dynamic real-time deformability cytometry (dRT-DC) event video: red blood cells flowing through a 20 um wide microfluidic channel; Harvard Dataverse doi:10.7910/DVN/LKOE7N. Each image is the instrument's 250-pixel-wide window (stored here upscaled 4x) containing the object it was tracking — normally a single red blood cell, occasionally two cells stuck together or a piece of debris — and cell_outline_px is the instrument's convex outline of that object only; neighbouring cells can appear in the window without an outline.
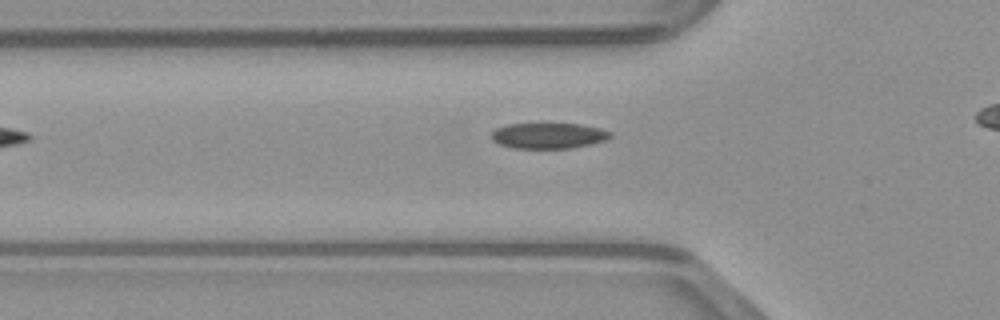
{"species": "common noctule bat (a hibernating species)", "species_latin": "Nyctalus noctula", "temperature_condition": "warm", "stored_images_in_passage": 30, "camera_frame_rate_fps": 3000, "um_per_image_px": 0.085, "animal": {"sex": "male", "body_mass_g": 23.1, "forearm_length_mm": 52.7}, "frame": {"image": 1, "passage_image": 4, "time_ms": 1.0, "image_size_px": [1000, 320], "cell_outline_px": [[612, 136], [608, 140], [592, 144], [572, 148], [512, 148], [500, 144], [492, 140], [488, 136], [496, 128], [508, 124], [544, 120], [580, 124], [600, 128], [612, 132]], "centroid_in_image_um": [46.61, 11.48], "position_along_channel_um": 79.2, "area_um2": 19.02}}
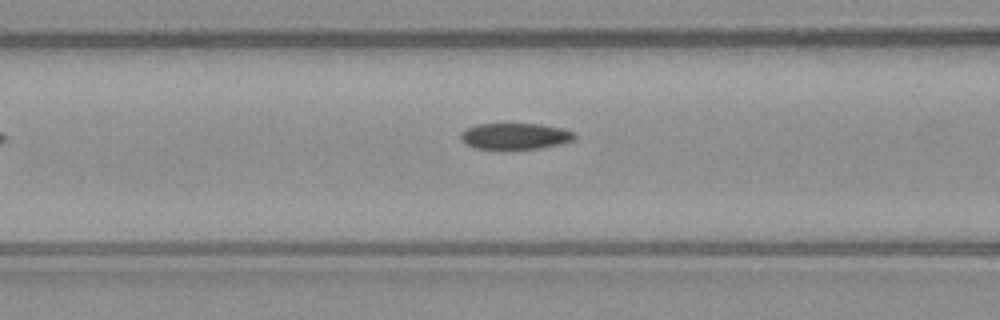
{"frame": {"image": 2, "passage_image": 7, "time_ms": 2.0, "image_size_px": [1000, 320], "cell_outline_px": [[576, 140], [560, 144], [540, 148], [512, 152], [508, 152], [476, 148], [468, 144], [460, 136], [468, 128], [476, 124], [540, 124], [560, 128], [576, 132]], "centroid_in_image_um": [43.85, 11.62], "position_along_channel_um": 122.8, "area_um2": 17.98}}
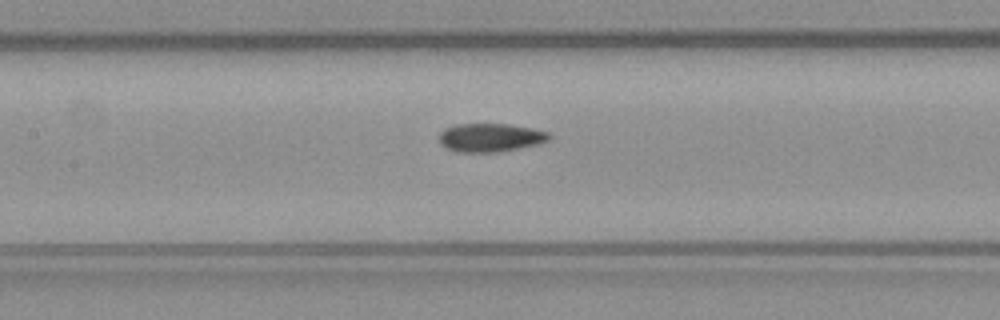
{"frame": {"image": 3, "passage_image": 10, "time_ms": 3.0, "image_size_px": [1000, 320], "cell_outline_px": [[552, 136], [548, 140], [540, 144], [496, 152], [456, 152], [444, 148], [440, 144], [440, 132], [444, 128], [456, 124], [508, 124], [532, 128], [548, 132]], "centroid_in_image_um": [41.66, 11.69], "position_along_channel_um": 165.7, "area_um2": 18.38}}